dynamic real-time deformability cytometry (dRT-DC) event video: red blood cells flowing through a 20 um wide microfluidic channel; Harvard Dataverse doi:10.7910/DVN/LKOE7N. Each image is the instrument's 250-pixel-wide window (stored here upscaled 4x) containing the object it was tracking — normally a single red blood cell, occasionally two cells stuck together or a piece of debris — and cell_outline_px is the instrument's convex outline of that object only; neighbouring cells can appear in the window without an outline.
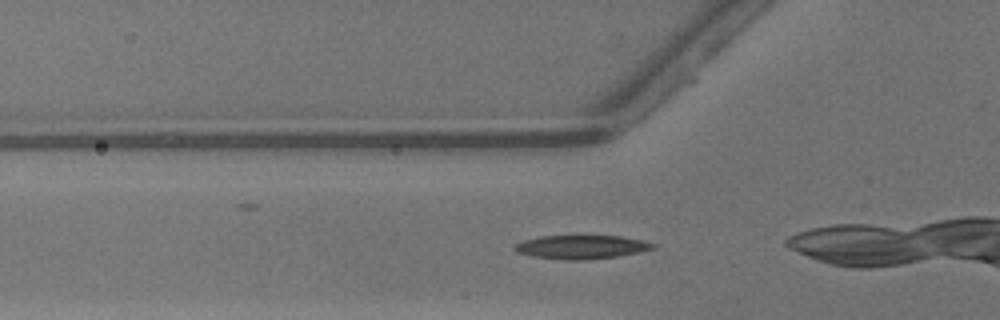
{"species": "common noctule bat (a hibernating species)", "species_latin": "Nyctalus noctula", "temperature_condition": "warm", "stored_images_in_passage": 30, "camera_frame_rate_fps": 3000, "um_per_image_px": 0.085, "animal": {"sex": "male", "body_mass_g": 13.3}, "frame": {"image": 1, "passage_image": 9, "time_ms": 2.667, "image_size_px": [1000, 320], "cell_outline_px": [[656, 248], [616, 256], [580, 260], [564, 260], [532, 256], [516, 252], [512, 248], [516, 244], [524, 240], [540, 236], [620, 236], [644, 240], [656, 244]], "centroid_in_image_um": [49.4, 20.99], "position_along_channel_um": 76.4, "area_um2": 18.96}}
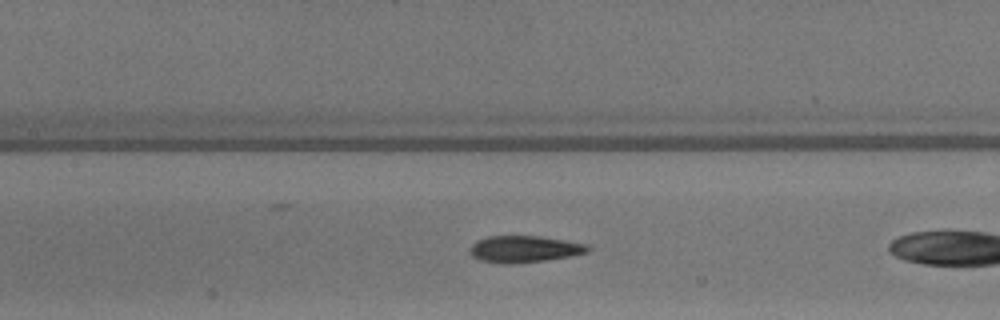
{"frame": {"image": 2, "passage_image": 15, "time_ms": 4.667, "image_size_px": [1000, 320], "cell_outline_px": [[592, 248], [588, 252], [568, 256], [544, 260], [512, 264], [504, 264], [480, 260], [472, 256], [472, 244], [476, 240], [488, 236], [540, 236], [588, 244]], "centroid_in_image_um": [44.58, 21.16], "position_along_channel_um": 162.8, "area_um2": 18.21}}
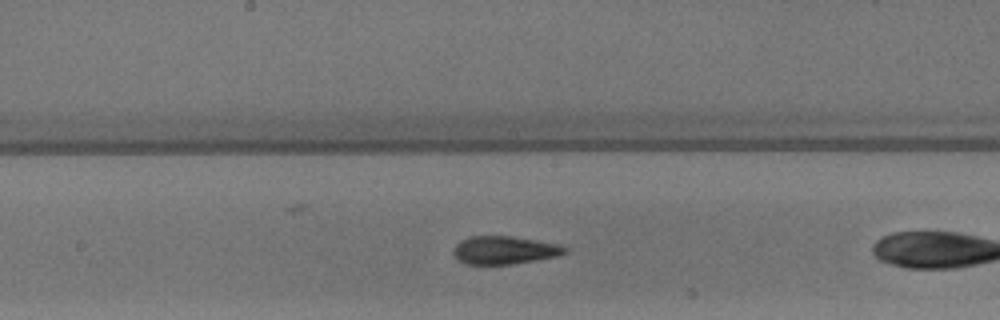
{"frame": {"image": 3, "passage_image": 18, "time_ms": 5.667, "image_size_px": [1000, 320], "cell_outline_px": [[568, 252], [556, 256], [536, 260], [512, 264], [464, 264], [456, 260], [452, 252], [452, 248], [460, 240], [468, 236], [508, 236], [536, 240], [560, 244], [568, 248]], "centroid_in_image_um": [42.83, 21.26], "position_along_channel_um": 205.4, "area_um2": 18.44}}